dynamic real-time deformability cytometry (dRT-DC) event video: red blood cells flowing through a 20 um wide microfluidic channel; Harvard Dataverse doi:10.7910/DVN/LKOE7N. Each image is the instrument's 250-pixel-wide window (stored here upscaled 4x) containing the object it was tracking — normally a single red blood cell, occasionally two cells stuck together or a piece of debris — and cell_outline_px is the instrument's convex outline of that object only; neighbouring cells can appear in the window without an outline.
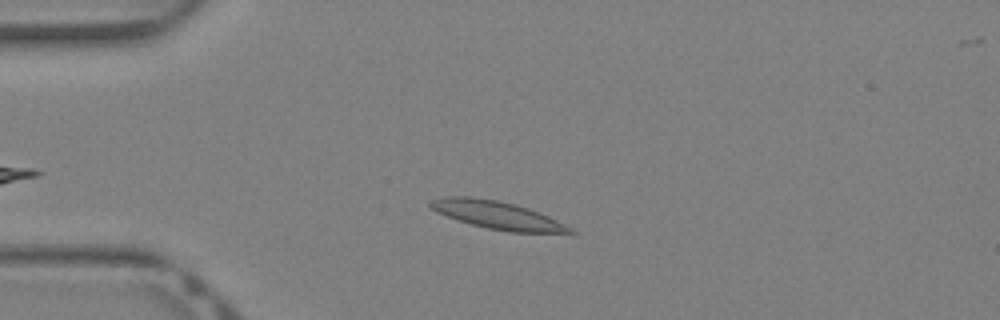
{"species": "Egyptian fruit bat (a non-hibernating species)", "species_latin": "Rousettus aegyptiacus", "temperature_condition": "warm", "stored_images_in_passage": 34, "camera_frame_rate_fps": 3000, "um_per_image_px": 0.085, "animal": {"sex": "female"}, "frame": {"image": 1, "passage_image": 7, "time_ms": 2.0, "image_size_px": [1000, 320], "cell_outline_px": [[580, 232], [508, 232], [488, 228], [456, 220], [436, 212], [428, 204], [432, 200], [444, 196], [468, 196], [496, 200], [516, 204], [528, 208], [548, 216]], "centroid_in_image_um": [42.22, 18.27], "position_along_channel_um": 42.8, "area_um2": 22.43}}
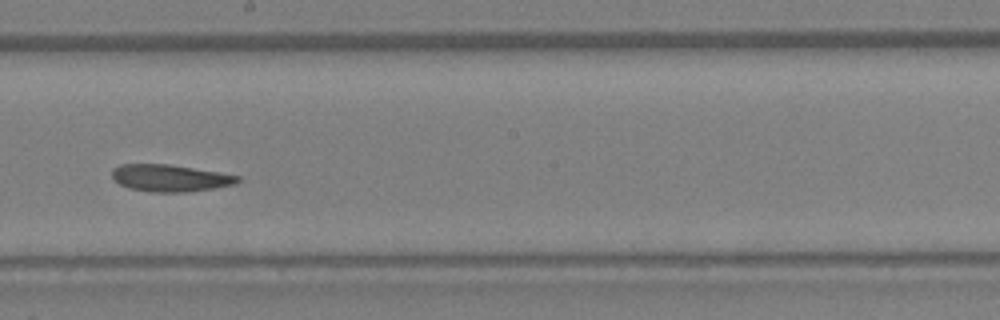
{"frame": {"image": 2, "passage_image": 20, "time_ms": 6.333, "image_size_px": [1000, 320], "cell_outline_px": [[240, 180], [236, 184], [216, 188], [188, 192], [152, 192], [128, 188], [120, 184], [112, 176], [112, 168], [120, 164], [168, 164], [240, 176]], "centroid_in_image_um": [14.45, 15.14], "position_along_channel_um": 233.8, "area_um2": 19.71}}
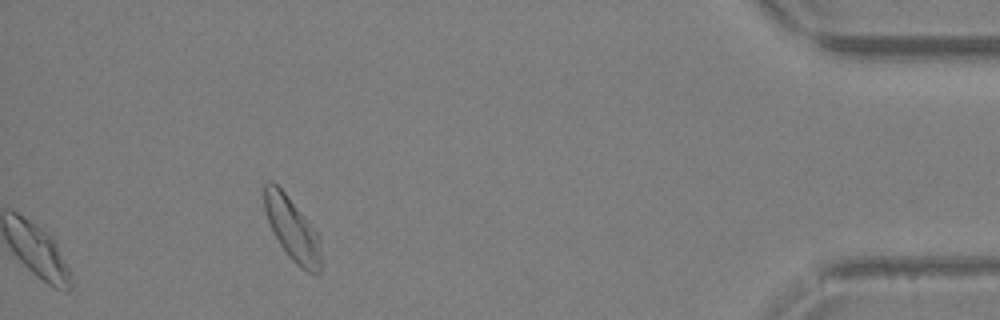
{"frame": {"image": 3, "passage_image": 34, "time_ms": 11.0, "image_size_px": [1000, 320], "cell_outline_px": [[320, 272], [316, 276], [300, 268], [288, 256], [272, 232], [264, 208], [264, 184], [268, 180], [272, 180], [284, 192], [304, 216], [320, 236]], "centroid_in_image_um": [24.83, 19.49], "position_along_channel_um": 410.4, "area_um2": 20.81}}